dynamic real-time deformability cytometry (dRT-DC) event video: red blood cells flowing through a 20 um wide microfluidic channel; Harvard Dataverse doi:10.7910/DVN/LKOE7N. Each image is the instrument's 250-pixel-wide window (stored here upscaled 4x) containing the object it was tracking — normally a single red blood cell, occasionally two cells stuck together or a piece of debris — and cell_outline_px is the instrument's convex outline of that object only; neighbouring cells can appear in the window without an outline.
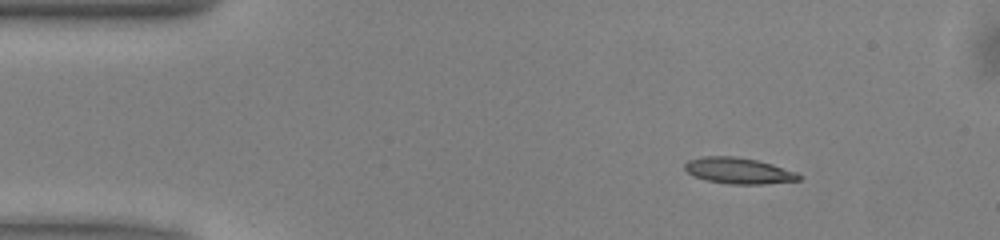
{"species": "common noctule bat (a hibernating species)", "species_latin": "Nyctalus noctula", "temperature_condition": "warm", "stored_images_in_passage": 51, "camera_frame_rate_fps": 3000, "um_per_image_px": 0.085, "animal": {"sex": "male", "body_mass_g": 13.0, "forearm_length_mm": 53.1}, "frame": {"image": 1, "passage_image": 7, "time_ms": 2.0, "image_size_px": [1000, 240], "cell_outline_px": [[800, 180], [764, 184], [728, 184], [708, 180], [692, 176], [684, 168], [684, 164], [688, 160], [704, 156], [736, 156], [756, 160], [772, 164], [796, 172], [800, 176]], "centroid_in_image_um": [62.75, 14.51], "position_along_channel_um": 22.2, "area_um2": 17.28}}
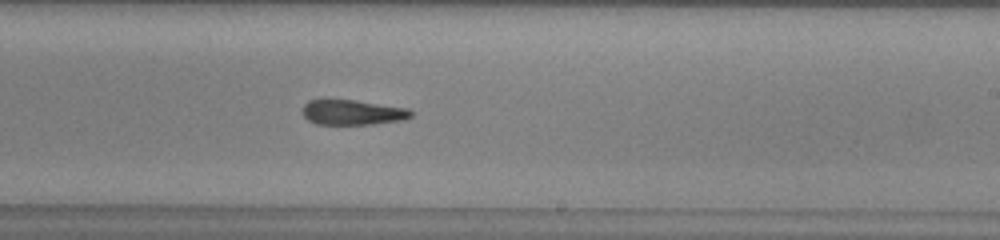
{"frame": {"image": 2, "passage_image": 30, "time_ms": 9.667, "image_size_px": [1000, 240], "cell_outline_px": [[412, 116], [400, 120], [372, 124], [316, 124], [308, 120], [304, 116], [304, 104], [308, 100], [356, 100], [408, 108], [412, 112]], "centroid_in_image_um": [29.97, 9.55], "position_along_channel_um": 259.0, "area_um2": 15.66}}
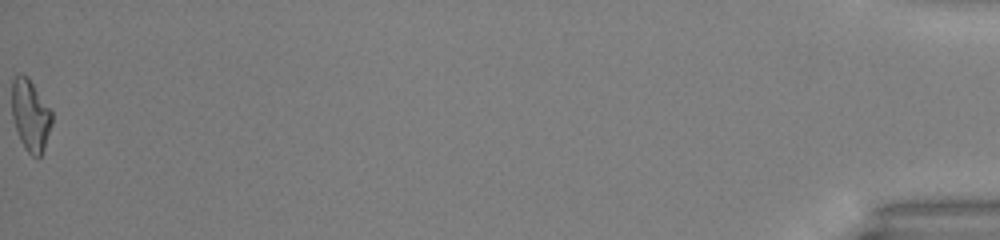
{"frame": {"image": 3, "passage_image": 51, "time_ms": 16.667, "image_size_px": [1000, 240], "cell_outline_px": [[52, 124], [44, 148], [40, 156], [32, 156], [24, 148], [20, 140], [12, 116], [12, 80], [16, 76], [28, 76], [52, 112]], "centroid_in_image_um": [2.59, 9.81], "position_along_channel_um": 432.6, "area_um2": 16.47}, "authors_computed_cell_mechanics": {"area_um2": 16.8198, "velocity_mm_per_s": 4.0536, "shape_relaxation_time_tau1_ms": 7.7133, "shape_relaxation_time_tau2_ms": 4.9132, "deformation_change_tau1": 0.2294, "deformation_change_tau2": 0.168}}